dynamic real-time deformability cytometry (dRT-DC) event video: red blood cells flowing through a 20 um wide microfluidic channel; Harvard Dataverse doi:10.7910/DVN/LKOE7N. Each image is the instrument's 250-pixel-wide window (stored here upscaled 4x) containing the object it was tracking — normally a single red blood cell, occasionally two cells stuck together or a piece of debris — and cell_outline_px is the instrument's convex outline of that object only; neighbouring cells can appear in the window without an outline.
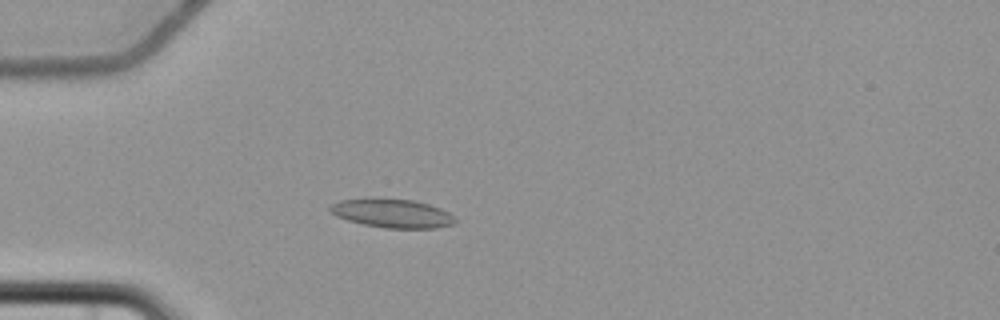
{"species": "common noctule bat (a hibernating species)", "species_latin": "Nyctalus noctula", "temperature_condition": "cold", "stored_images_in_passage": 5, "camera_frame_rate_fps": 3000, "um_per_image_px": 0.085, "animal": {"sex": "female", "body_mass_g": 22.7, "forearm_length_mm": 54.2}, "frame": {"image": 1, "passage_image": 5, "time_ms": 4.667, "image_size_px": [1000, 320], "cell_outline_px": [[456, 220], [452, 224], [436, 228], [384, 228], [364, 224], [348, 220], [336, 216], [328, 208], [332, 204], [340, 200], [372, 196], [376, 196], [412, 200], [428, 204], [440, 208], [448, 212]], "centroid_in_image_um": [33.29, 18.1], "position_along_channel_um": 51.7, "area_um2": 21.27}}